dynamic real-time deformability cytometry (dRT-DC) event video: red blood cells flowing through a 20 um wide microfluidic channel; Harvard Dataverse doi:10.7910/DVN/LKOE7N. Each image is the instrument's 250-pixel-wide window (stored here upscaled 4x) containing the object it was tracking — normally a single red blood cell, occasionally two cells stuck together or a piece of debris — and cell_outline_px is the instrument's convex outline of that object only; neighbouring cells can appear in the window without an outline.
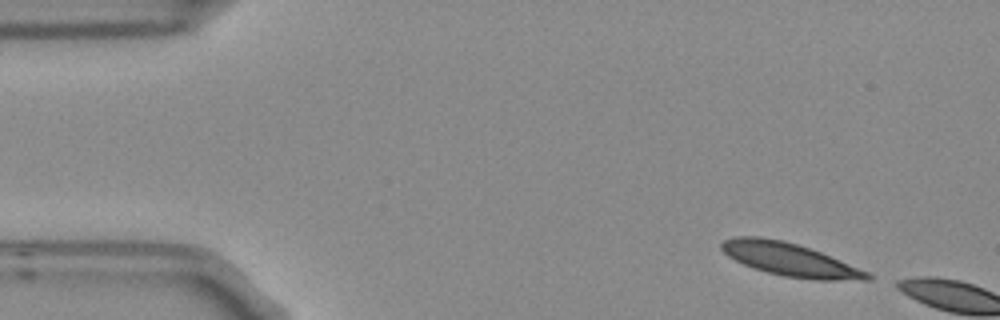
{"species": "Egyptian fruit bat (a non-hibernating species)", "species_latin": "Rousettus aegyptiacus", "temperature_condition": "room temperature", "stored_images_in_passage": 2, "camera_frame_rate_fps": 3000, "um_per_image_px": 0.085, "frame": {"image": 1, "passage_image": 1, "time_ms": 0.0, "image_size_px": [1000, 320], "cell_outline_px": [[872, 280], [812, 280], [784, 276], [752, 268], [728, 256], [720, 248], [720, 244], [724, 240], [736, 236], [760, 236], [784, 240], [820, 252], [868, 272], [872, 276]], "centroid_in_image_um": [67.11, 22.06], "position_along_channel_um": 17.9, "area_um2": 27.92}}